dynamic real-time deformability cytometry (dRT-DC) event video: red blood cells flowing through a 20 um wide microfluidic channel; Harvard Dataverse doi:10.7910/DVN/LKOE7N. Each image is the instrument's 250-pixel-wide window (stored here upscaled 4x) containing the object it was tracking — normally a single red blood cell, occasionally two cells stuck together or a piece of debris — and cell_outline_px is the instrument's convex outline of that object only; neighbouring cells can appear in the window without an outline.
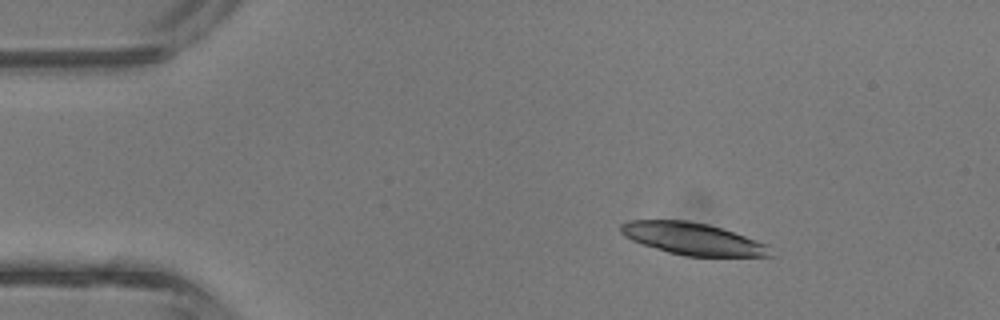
{"species": "common noctule bat (a hibernating species)", "species_latin": "Nyctalus noctula", "temperature_condition": "room temperature", "stored_images_in_passage": 15, "camera_frame_rate_fps": 3000, "um_per_image_px": 0.085, "animal": {"sex": "male", "body_mass_g": 13.3}, "frame": {"image": 1, "passage_image": 1, "time_ms": 0.0, "image_size_px": [1000, 320], "cell_outline_px": [[772, 256], [684, 256], [668, 252], [632, 240], [624, 236], [620, 232], [620, 224], [628, 220], [688, 220], [708, 224], [756, 240], [764, 244]], "centroid_in_image_um": [58.79, 20.28], "position_along_channel_um": 26.2, "area_um2": 27.46}}
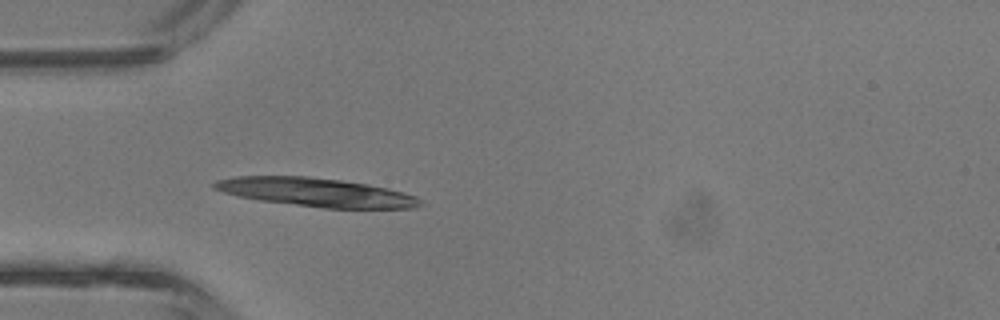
{"frame": {"image": 2, "passage_image": 7, "time_ms": 2.0, "image_size_px": [1000, 320], "cell_outline_px": [[424, 204], [416, 208], [324, 208], [260, 200], [240, 196], [224, 192], [212, 188], [212, 184], [216, 180], [232, 176], [308, 176], [340, 180], [368, 184], [388, 188], [404, 192], [416, 196]], "centroid_in_image_um": [26.88, 16.34], "position_along_channel_um": 58.1, "area_um2": 34.33}}